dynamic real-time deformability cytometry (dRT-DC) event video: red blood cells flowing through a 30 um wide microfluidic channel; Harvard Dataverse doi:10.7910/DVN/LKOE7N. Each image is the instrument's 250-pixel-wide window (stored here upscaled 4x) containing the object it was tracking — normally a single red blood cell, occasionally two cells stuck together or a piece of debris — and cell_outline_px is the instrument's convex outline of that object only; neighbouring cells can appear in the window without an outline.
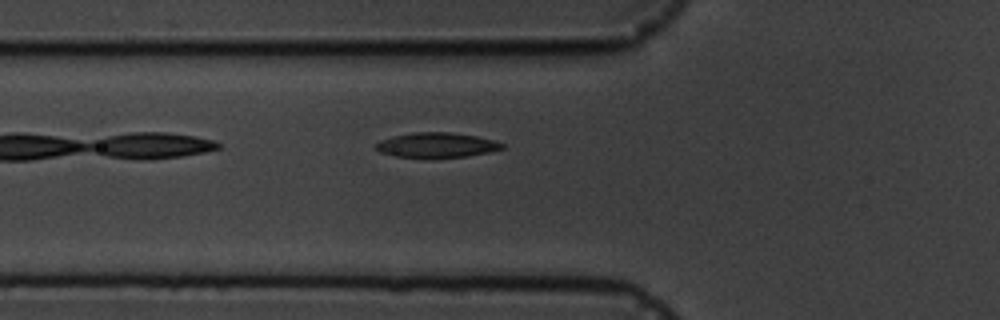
{"species": "common noctule bat (a hibernating species)", "species_latin": "Nyctalus noctula", "temperature_condition": "cold", "stored_images_in_passage": 4, "camera_frame_rate_fps": 3000, "um_per_image_px": 0.085, "animal": {"sex": "male", "body_mass_g": 19.5, "forearm_length_mm": 54.6}, "frame": {"image": 1, "passage_image": 4, "time_ms": 3.667, "image_size_px": [1000, 320], "cell_outline_px": [[504, 148], [492, 152], [468, 156], [432, 160], [396, 156], [380, 152], [376, 148], [376, 144], [380, 140], [392, 136], [416, 132], [448, 132], [476, 136], [492, 140], [504, 144]], "centroid_in_image_um": [37.12, 12.37], "position_along_channel_um": 88.7, "area_um2": 18.84}}